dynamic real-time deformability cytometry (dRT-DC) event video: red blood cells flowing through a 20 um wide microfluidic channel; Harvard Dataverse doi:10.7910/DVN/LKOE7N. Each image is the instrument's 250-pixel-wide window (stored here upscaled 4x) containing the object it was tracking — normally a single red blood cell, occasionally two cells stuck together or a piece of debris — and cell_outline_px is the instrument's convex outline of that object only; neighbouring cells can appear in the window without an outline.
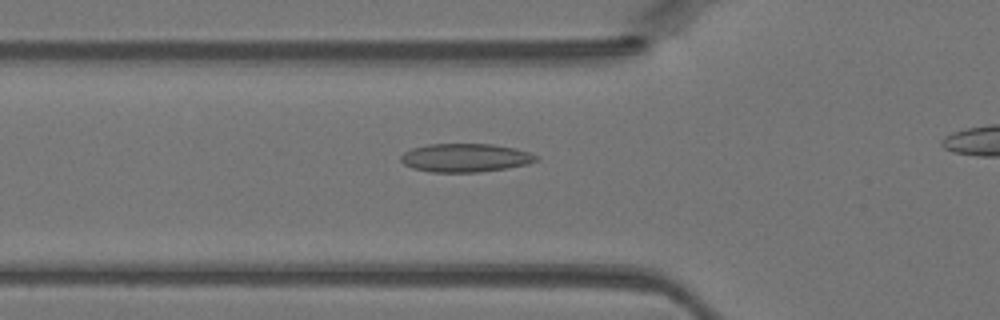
{"species": "Egyptian fruit bat (a non-hibernating species)", "species_latin": "Rousettus aegyptiacus", "temperature_condition": "warm", "stored_images_in_passage": 25, "camera_frame_rate_fps": 3000, "um_per_image_px": 0.085, "animal": {"sex": "female"}, "frame": {"image": 1, "passage_image": 4, "time_ms": 1.0, "image_size_px": [1000, 320], "cell_outline_px": [[540, 160], [528, 164], [480, 172], [432, 172], [412, 168], [404, 164], [400, 160], [400, 156], [404, 152], [412, 148], [428, 144], [492, 144], [516, 148], [540, 156]], "centroid_in_image_um": [39.57, 13.41], "position_along_channel_um": 86.2, "area_um2": 22.54}}
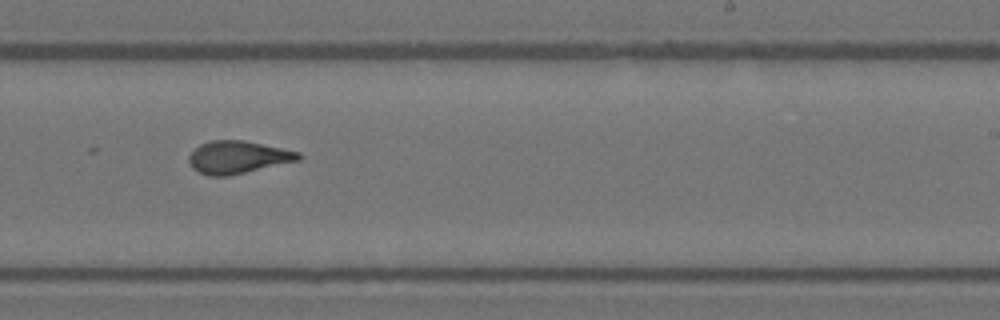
{"frame": {"image": 2, "passage_image": 16, "time_ms": 5.0, "image_size_px": [1000, 320], "cell_outline_px": [[304, 156], [300, 160], [228, 176], [208, 176], [192, 168], [188, 160], [188, 156], [200, 144], [212, 140], [244, 140], [300, 152]], "centroid_in_image_um": [20.23, 13.36], "position_along_channel_um": 268.8, "area_um2": 20.81}}
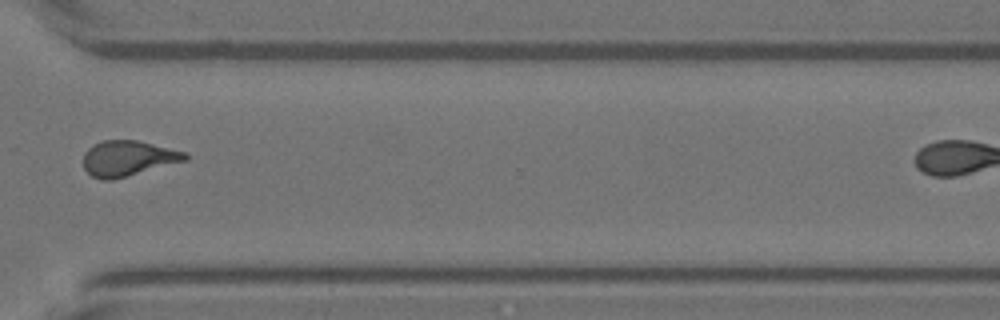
{"frame": {"image": 3, "passage_image": 22, "time_ms": 7.0, "image_size_px": [1000, 320], "cell_outline_px": [[188, 160], [112, 180], [100, 180], [92, 176], [84, 168], [84, 152], [92, 144], [104, 140], [136, 140], [188, 152]], "centroid_in_image_um": [10.88, 13.45], "position_along_channel_um": 359.7, "area_um2": 21.1}}